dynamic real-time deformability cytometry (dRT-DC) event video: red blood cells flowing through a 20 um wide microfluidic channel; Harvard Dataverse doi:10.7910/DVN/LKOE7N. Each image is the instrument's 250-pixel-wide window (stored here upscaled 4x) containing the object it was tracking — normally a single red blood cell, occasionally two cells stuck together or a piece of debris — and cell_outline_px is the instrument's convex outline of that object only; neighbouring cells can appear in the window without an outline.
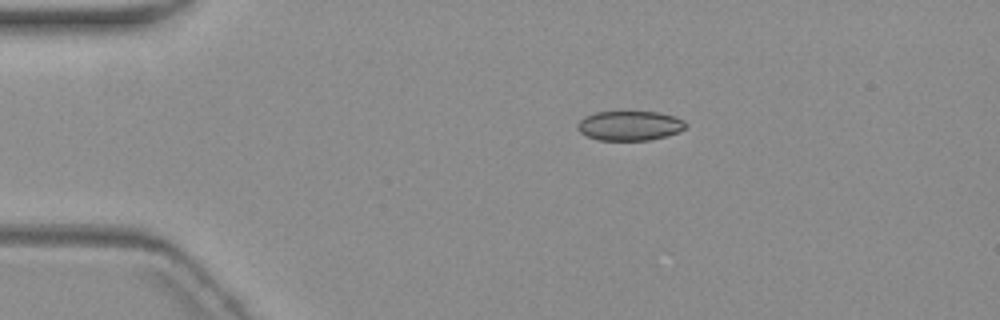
{"species": "common noctule bat (a hibernating species)", "species_latin": "Nyctalus noctula", "temperature_condition": "warm", "stored_images_in_passage": 2, "camera_frame_rate_fps": 3000, "um_per_image_px": 0.085, "animal": {"sex": "female", "body_mass_g": 19.3, "forearm_length_mm": 54.1}, "frame": {"image": 1, "passage_image": 1, "time_ms": 0.0, "image_size_px": [1000, 320], "cell_outline_px": [[688, 124], [684, 128], [676, 132], [664, 136], [648, 140], [596, 140], [580, 132], [580, 120], [596, 112], [656, 112], [672, 116], [684, 120]], "centroid_in_image_um": [53.55, 10.68], "position_along_channel_um": 31.5, "area_um2": 18.15}}